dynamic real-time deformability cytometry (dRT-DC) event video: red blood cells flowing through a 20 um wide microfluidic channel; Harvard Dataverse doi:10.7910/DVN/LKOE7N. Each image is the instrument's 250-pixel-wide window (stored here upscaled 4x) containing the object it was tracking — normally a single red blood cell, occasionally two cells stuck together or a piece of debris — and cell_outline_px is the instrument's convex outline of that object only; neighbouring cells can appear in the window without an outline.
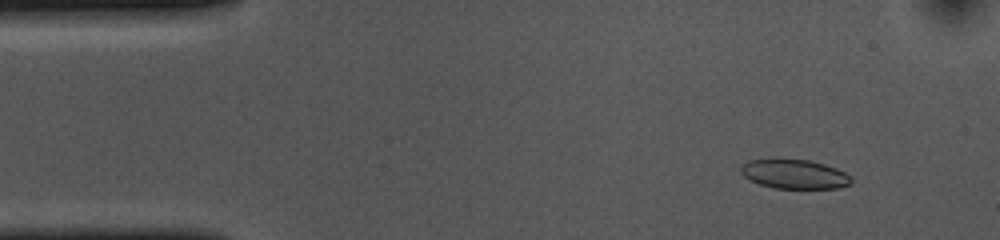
{"species": "common noctule bat (a hibernating species)", "species_latin": "Nyctalus noctula", "temperature_condition": "cold", "stored_images_in_passage": 10, "camera_frame_rate_fps": 3000, "um_per_image_px": 0.085, "animal": {"sex": "female", "body_mass_g": 10.0, "forearm_length_mm": 53.1}, "frame": {"image": 1, "passage_image": 5, "time_ms": 1.333, "image_size_px": [1000, 240], "cell_outline_px": [[852, 184], [836, 188], [772, 188], [760, 184], [744, 176], [740, 172], [740, 164], [748, 160], [808, 160], [824, 164], [836, 168], [852, 176]], "centroid_in_image_um": [67.54, 14.81], "position_along_channel_um": 17.5, "area_um2": 18.67}}